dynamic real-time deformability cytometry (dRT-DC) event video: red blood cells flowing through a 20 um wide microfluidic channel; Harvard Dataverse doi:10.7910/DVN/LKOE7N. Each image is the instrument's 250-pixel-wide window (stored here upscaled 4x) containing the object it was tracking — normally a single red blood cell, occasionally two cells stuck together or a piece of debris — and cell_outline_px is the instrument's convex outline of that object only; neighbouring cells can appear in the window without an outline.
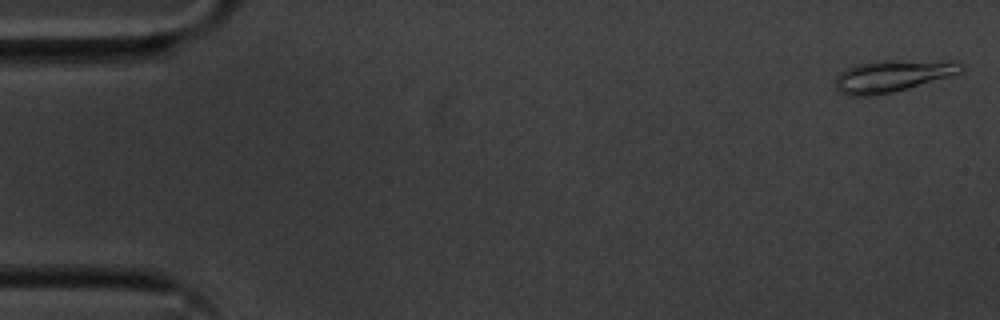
{"species": "common noctule bat (a hibernating species)", "species_latin": "Nyctalus noctula", "temperature_condition": "cold", "stored_images_in_passage": 9, "camera_frame_rate_fps": 3000, "um_per_image_px": 0.085, "animal": {"sex": "male", "body_mass_g": 20.1, "forearm_length_mm": 53.5}, "frame": {"image": 1, "passage_image": 1, "time_ms": 0.0, "image_size_px": [1000, 320], "cell_outline_px": [[964, 72], [908, 88], [892, 92], [864, 96], [848, 96], [840, 92], [836, 88], [836, 80], [840, 72], [856, 64], [952, 60], [964, 64]], "centroid_in_image_um": [75.91, 6.48], "position_along_channel_um": 9.1, "area_um2": 22.48}}